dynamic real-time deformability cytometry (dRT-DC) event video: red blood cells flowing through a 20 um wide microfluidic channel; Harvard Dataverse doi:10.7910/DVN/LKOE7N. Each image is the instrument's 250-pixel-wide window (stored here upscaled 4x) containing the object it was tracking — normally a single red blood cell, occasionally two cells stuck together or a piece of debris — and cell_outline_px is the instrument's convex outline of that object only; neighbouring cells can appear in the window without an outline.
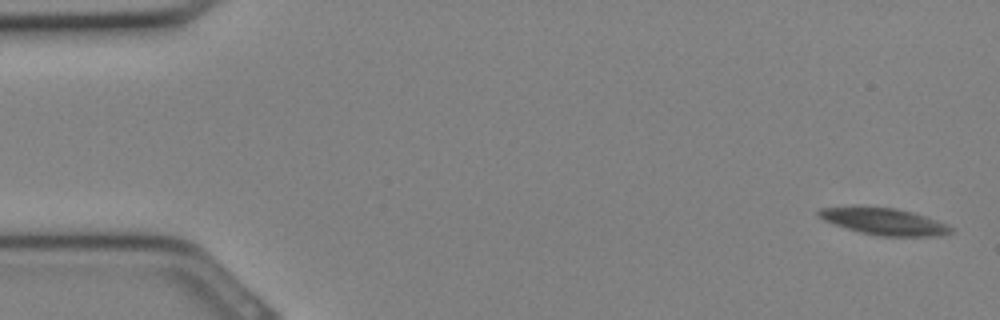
{"species": "Egyptian fruit bat (a non-hibernating species)", "species_latin": "Rousettus aegyptiacus", "temperature_condition": "cold", "stored_images_in_passage": 14, "camera_frame_rate_fps": 3000, "um_per_image_px": 0.085, "animal": {"sex": "female"}, "frame": {"image": 1, "passage_image": 1, "time_ms": 0.0, "image_size_px": [1000, 320], "cell_outline_px": [[952, 232], [940, 236], [880, 236], [860, 232], [824, 220], [816, 216], [816, 212], [820, 208], [852, 204], [860, 204], [896, 208], [912, 212], [948, 224], [952, 228]], "centroid_in_image_um": [75.07, 18.78], "position_along_channel_um": 9.9, "area_um2": 21.21}}
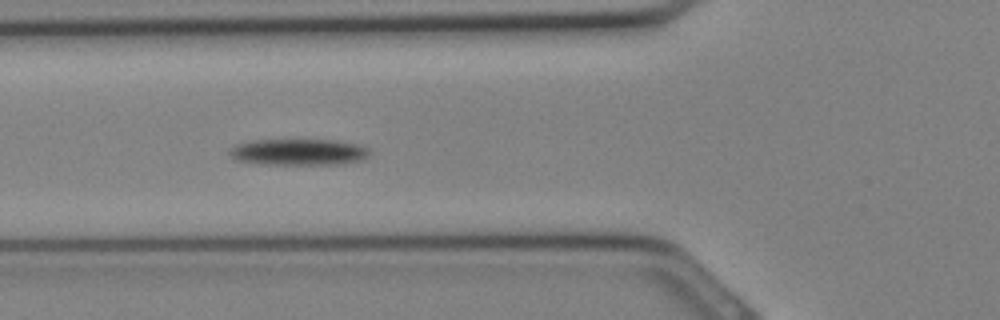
{"frame": {"image": 2, "passage_image": 12, "time_ms": 3.667, "image_size_px": [1000, 320], "cell_outline_px": [[372, 152], [364, 160], [344, 164], [260, 164], [232, 160], [228, 152], [228, 148], [236, 144], [252, 140], [336, 140], [356, 144], [368, 148]], "centroid_in_image_um": [25.35, 12.93], "position_along_channel_um": 100.4, "area_um2": 21.91}}
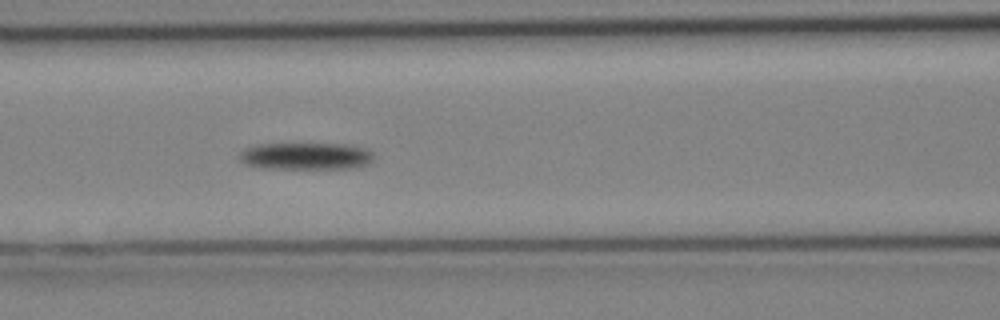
{"frame": {"image": 3, "passage_image": 14, "time_ms": 4.333, "image_size_px": [1000, 320], "cell_outline_px": [[372, 160], [368, 164], [356, 168], [264, 168], [248, 164], [240, 160], [240, 152], [244, 148], [256, 144], [344, 144], [368, 148], [372, 152]], "centroid_in_image_um": [26.03, 13.26], "position_along_channel_um": 140.6, "area_um2": 21.1}}